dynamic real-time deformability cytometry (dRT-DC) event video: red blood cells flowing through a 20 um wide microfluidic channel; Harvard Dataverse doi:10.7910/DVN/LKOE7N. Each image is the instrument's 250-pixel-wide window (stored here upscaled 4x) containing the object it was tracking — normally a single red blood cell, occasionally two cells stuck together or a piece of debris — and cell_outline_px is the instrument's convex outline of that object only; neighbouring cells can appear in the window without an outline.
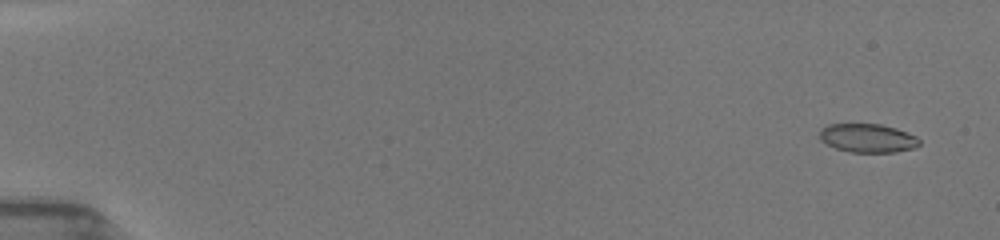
{"species": "common noctule bat (a hibernating species)", "species_latin": "Nyctalus noctula", "temperature_condition": "room temperature", "stored_images_in_passage": 38, "camera_frame_rate_fps": 3000, "um_per_image_px": 0.085, "animal": {"sex": "female", "body_mass_g": 19.5, "forearm_length_mm": 54.1}, "frame": {"image": 1, "passage_image": 3, "time_ms": 0.667, "image_size_px": [1000, 240], "cell_outline_px": [[920, 144], [916, 148], [896, 152], [852, 152], [836, 148], [820, 140], [820, 128], [828, 124], [880, 124], [896, 128], [916, 136], [920, 140]], "centroid_in_image_um": [73.77, 11.73], "position_along_channel_um": 11.2, "area_um2": 16.7}}
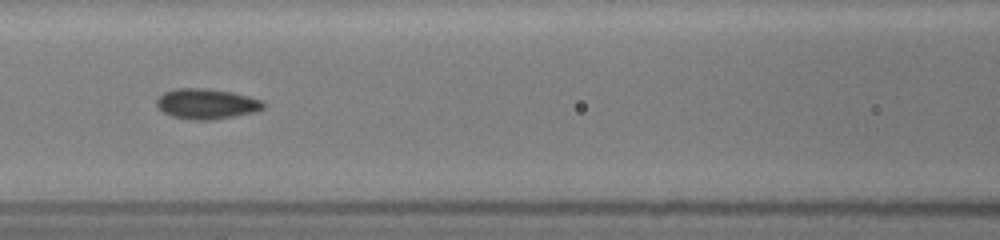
{"frame": {"image": 2, "passage_image": 21, "time_ms": 8.0, "image_size_px": [1000, 240], "cell_outline_px": [[264, 108], [252, 112], [232, 116], [208, 120], [192, 120], [172, 116], [164, 112], [156, 104], [156, 100], [164, 92], [176, 88], [208, 88], [232, 92], [264, 100]], "centroid_in_image_um": [17.55, 8.81], "position_along_channel_um": 149.1, "area_um2": 18.73}}
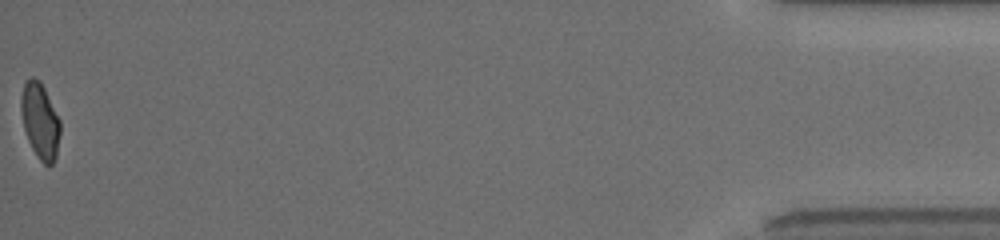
{"frame": {"image": 3, "passage_image": 38, "time_ms": 17.333, "image_size_px": [1000, 240], "cell_outline_px": [[60, 132], [56, 156], [52, 164], [48, 168], [40, 160], [32, 148], [28, 140], [24, 128], [20, 108], [20, 96], [24, 84], [32, 76], [40, 80], [60, 120]], "centroid_in_image_um": [3.4, 10.28], "position_along_channel_um": 431.8, "area_um2": 17.22}, "authors_computed_cell_mechanics": {"area_um2": 17.6868, "velocity_mm_per_s": 3.9806, "shape_relaxation_time_tau1_ms": 5.7242, "shape_relaxation_time_tau2_ms": 0.8412, "deformation_change_tau1": 0.1337, "deformation_change_tau2": 0.0333}}